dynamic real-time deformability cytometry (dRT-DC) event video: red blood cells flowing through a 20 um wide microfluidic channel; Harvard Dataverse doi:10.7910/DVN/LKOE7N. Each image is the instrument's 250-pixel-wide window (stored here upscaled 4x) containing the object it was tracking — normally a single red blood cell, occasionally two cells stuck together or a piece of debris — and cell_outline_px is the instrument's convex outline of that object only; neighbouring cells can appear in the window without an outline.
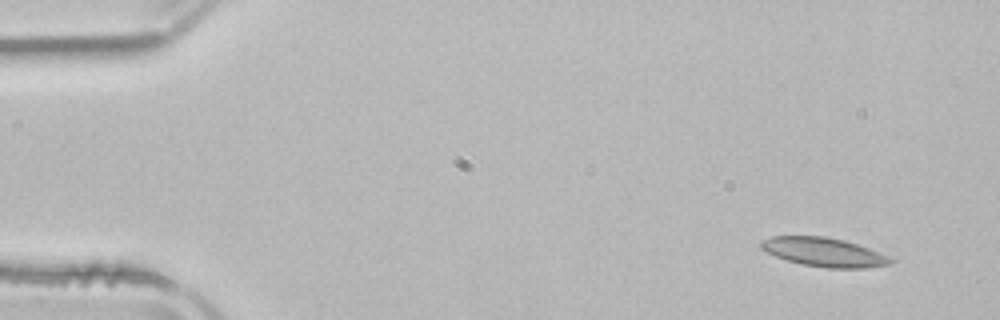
{"species": "common noctule bat (a hibernating species)", "species_latin": "Nyctalus noctula", "temperature_condition": "room temperature", "stored_images_in_passage": 3, "camera_frame_rate_fps": 3000, "um_per_image_px": 0.085, "animal": {"sex": "male", "body_mass_g": 21.5, "forearm_length_mm": 52.0}, "frame": {"image": 1, "passage_image": 1, "time_ms": 0.0, "image_size_px": [1000, 320], "cell_outline_px": [[892, 264], [868, 268], [828, 268], [804, 264], [788, 260], [776, 256], [760, 248], [760, 240], [772, 236], [824, 236], [844, 240], [868, 248], [888, 256], [892, 260]], "centroid_in_image_um": [70.03, 21.42], "position_along_channel_um": 15.0, "area_um2": 21.62}}